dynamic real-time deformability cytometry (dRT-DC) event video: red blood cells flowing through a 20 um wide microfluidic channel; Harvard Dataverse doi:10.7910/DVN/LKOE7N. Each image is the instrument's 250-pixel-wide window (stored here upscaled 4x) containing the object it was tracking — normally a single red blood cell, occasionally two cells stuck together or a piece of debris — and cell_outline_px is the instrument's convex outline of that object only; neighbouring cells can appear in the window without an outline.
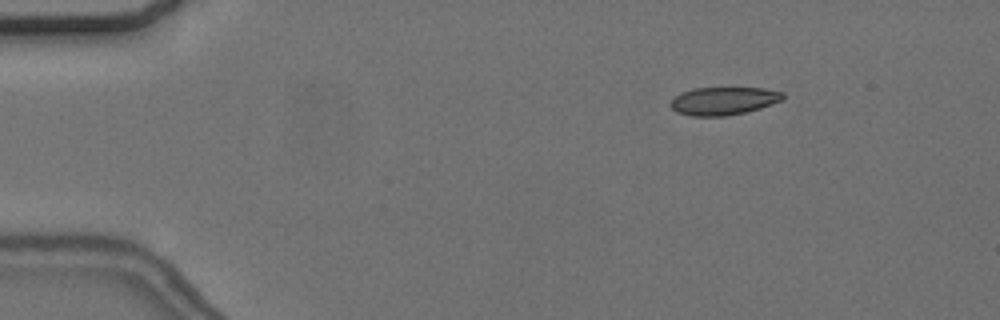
{"species": "common noctule bat (a hibernating species)", "species_latin": "Nyctalus noctula", "temperature_condition": "cold", "stored_images_in_passage": 57, "camera_frame_rate_fps": 3000, "um_per_image_px": 0.085, "animal": {"sex": "female", "body_mass_g": 24.6, "forearm_length_mm": 56.2}, "frame": {"image": 1, "passage_image": 9, "time_ms": 2.667, "image_size_px": [1000, 320], "cell_outline_px": [[784, 100], [760, 108], [744, 112], [724, 116], [692, 116], [676, 112], [668, 104], [680, 92], [692, 88], [764, 88], [784, 92]], "centroid_in_image_um": [61.5, 8.57], "position_along_channel_um": 23.5, "area_um2": 18.38}}
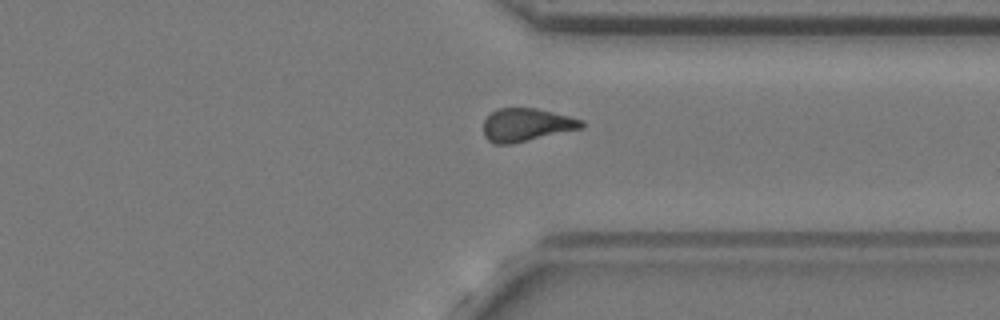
{"frame": {"image": 2, "passage_image": 44, "time_ms": 14.333, "image_size_px": [1000, 320], "cell_outline_px": [[584, 128], [512, 144], [492, 144], [484, 136], [484, 120], [492, 112], [500, 108], [536, 108], [584, 120]], "centroid_in_image_um": [44.75, 10.63], "position_along_channel_um": 366.6, "area_um2": 18.96}}
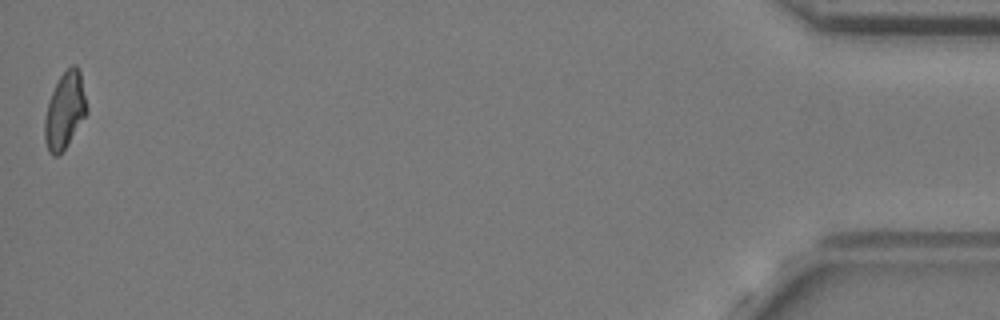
{"frame": {"image": 3, "passage_image": 57, "time_ms": 18.667, "image_size_px": [1000, 320], "cell_outline_px": [[88, 112], [64, 148], [56, 156], [52, 156], [48, 152], [44, 140], [44, 120], [48, 104], [52, 92], [60, 76], [72, 64], [76, 64], [80, 68], [88, 108]], "centroid_in_image_um": [5.52, 9.37], "position_along_channel_um": 429.7, "area_um2": 18.67}, "authors_computed_cell_mechanics": {"area_um2": 18.8428, "velocity_mm_per_s": 3.6384, "shape_relaxation_time_tau1_ms": null, "shape_relaxation_time_tau2_ms": 2.3616, "deformation_change_tau1": null, "deformation_change_tau2": 0.0806}}